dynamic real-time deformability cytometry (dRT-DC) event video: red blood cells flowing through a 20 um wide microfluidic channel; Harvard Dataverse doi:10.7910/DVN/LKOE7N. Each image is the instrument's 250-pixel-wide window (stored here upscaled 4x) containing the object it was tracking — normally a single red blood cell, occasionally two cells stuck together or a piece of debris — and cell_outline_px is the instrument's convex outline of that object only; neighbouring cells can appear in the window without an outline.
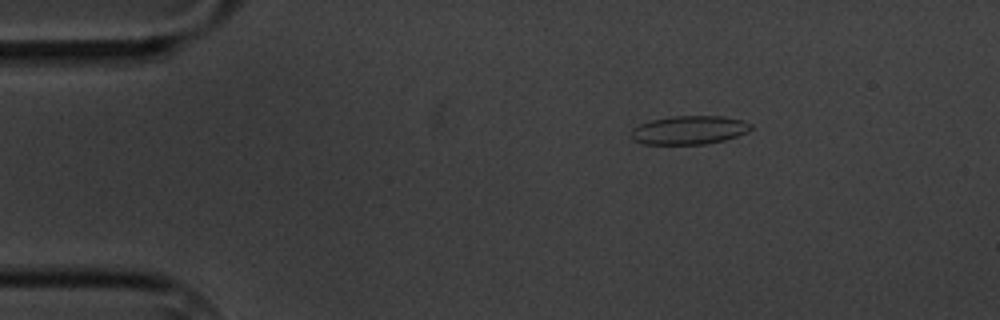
{"species": "common noctule bat (a hibernating species)", "species_latin": "Nyctalus noctula", "temperature_condition": "cold", "stored_images_in_passage": 4, "camera_frame_rate_fps": 3000, "um_per_image_px": 0.085, "animal": {"sex": "male", "body_mass_g": 20.1, "forearm_length_mm": 53.5}, "frame": {"image": 1, "passage_image": 2, "time_ms": 1.333, "image_size_px": [1000, 320], "cell_outline_px": [[752, 128], [748, 132], [724, 140], [704, 144], [644, 144], [632, 140], [632, 128], [640, 124], [652, 120], [672, 116], [724, 116], [744, 120], [752, 124]], "centroid_in_image_um": [58.6, 11.05], "position_along_channel_um": 26.4, "area_um2": 20.0}}